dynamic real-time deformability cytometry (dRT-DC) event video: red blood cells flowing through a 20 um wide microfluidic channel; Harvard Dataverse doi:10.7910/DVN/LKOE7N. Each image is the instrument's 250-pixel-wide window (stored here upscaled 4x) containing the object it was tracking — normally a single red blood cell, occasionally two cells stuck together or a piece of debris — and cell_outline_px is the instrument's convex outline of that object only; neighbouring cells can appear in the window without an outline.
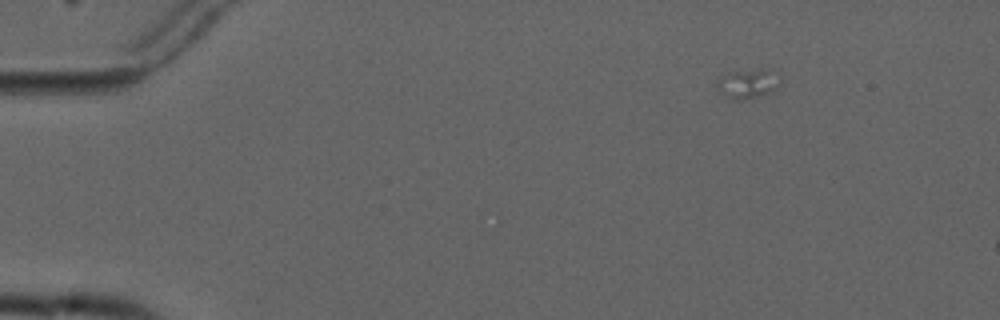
{"species": "common noctule bat (a hibernating species)", "species_latin": "Nyctalus noctula", "temperature_condition": "cold", "stored_images_in_passage": 2, "camera_frame_rate_fps": 3000, "um_per_image_px": 0.085, "animal": {"sex": "male", "forearm_length_mm": 52.5}, "frame": {"image": 1, "passage_image": 1, "time_ms": 0.0, "image_size_px": [1000, 320], "cell_outline_px": [[780, 80], [772, 88], [756, 96], [740, 100], [736, 100], [728, 96], [716, 84], [716, 80], [724, 72], [760, 68], [768, 68], [780, 72]], "centroid_in_image_um": [63.56, 7.01], "position_along_channel_um": 21.4, "area_um2": 10.58}}